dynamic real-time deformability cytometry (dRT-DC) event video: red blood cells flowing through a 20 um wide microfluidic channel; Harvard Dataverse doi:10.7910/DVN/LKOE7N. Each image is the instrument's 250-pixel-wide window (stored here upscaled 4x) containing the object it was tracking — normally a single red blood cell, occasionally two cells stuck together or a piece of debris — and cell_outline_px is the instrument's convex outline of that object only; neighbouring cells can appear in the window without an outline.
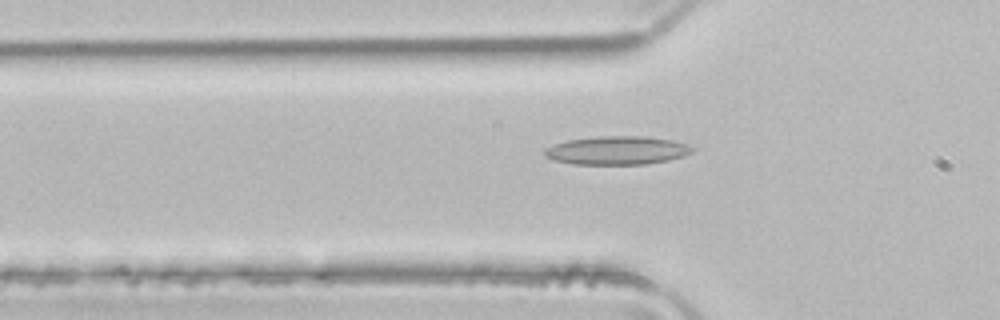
{"species": "common noctule bat (a hibernating species)", "species_latin": "Nyctalus noctula", "temperature_condition": "room temperature", "stored_images_in_passage": 36, "camera_frame_rate_fps": 3000, "um_per_image_px": 0.085, "animal": {"sex": "male", "body_mass_g": 21.5, "forearm_length_mm": 52.0}, "frame": {"image": 1, "passage_image": 4, "time_ms": 1.0, "image_size_px": [1000, 320], "cell_outline_px": [[696, 148], [692, 152], [684, 156], [668, 160], [644, 164], [572, 164], [556, 160], [544, 156], [544, 148], [568, 140], [596, 136], [644, 136], [672, 140], [688, 144]], "centroid_in_image_um": [52.47, 12.78], "position_along_channel_um": 73.3, "area_um2": 24.51}}
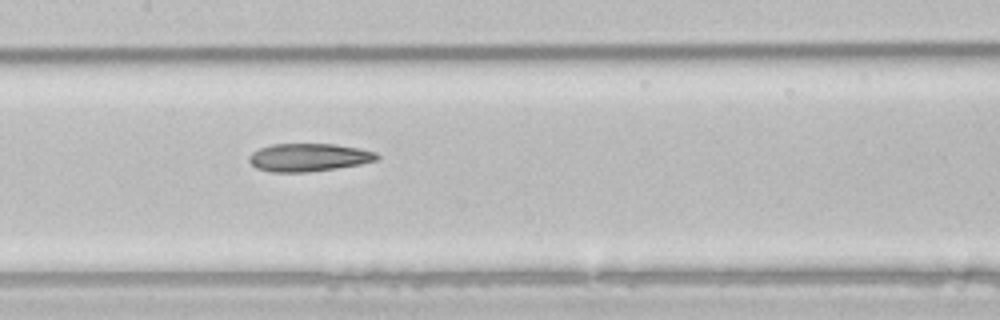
{"frame": {"image": 2, "passage_image": 12, "time_ms": 3.667, "image_size_px": [1000, 320], "cell_outline_px": [[380, 156], [376, 160], [360, 164], [336, 168], [304, 172], [272, 172], [256, 168], [248, 160], [248, 156], [252, 152], [260, 148], [272, 144], [336, 144], [360, 148], [376, 152]], "centroid_in_image_um": [26.23, 13.37], "position_along_channel_um": 181.2, "area_um2": 20.81}}
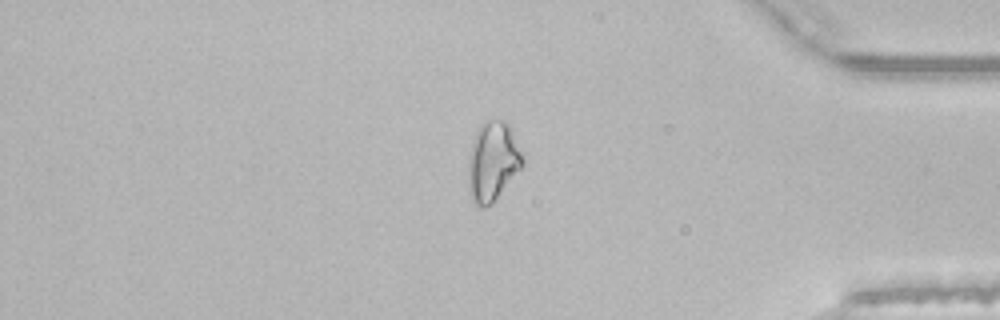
{"frame": {"image": 3, "passage_image": 30, "time_ms": 9.667, "image_size_px": [1000, 320], "cell_outline_px": [[524, 164], [492, 204], [484, 208], [480, 208], [472, 200], [468, 188], [468, 156], [472, 140], [480, 124], [488, 120], [504, 120], [512, 128], [524, 156]], "centroid_in_image_um": [41.88, 13.72], "position_along_channel_um": 393.3, "area_um2": 25.55}}